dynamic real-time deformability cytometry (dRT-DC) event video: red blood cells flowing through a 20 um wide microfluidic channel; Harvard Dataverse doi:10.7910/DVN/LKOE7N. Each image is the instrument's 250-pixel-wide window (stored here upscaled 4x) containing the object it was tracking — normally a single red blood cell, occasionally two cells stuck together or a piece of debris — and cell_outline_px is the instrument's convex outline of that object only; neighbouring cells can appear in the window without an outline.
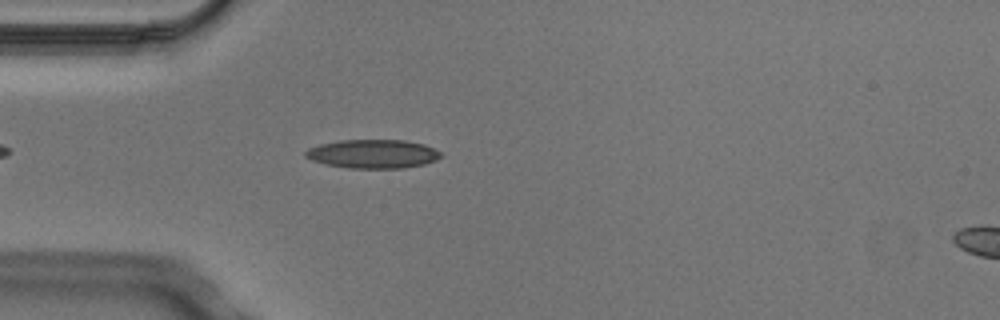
{"species": "Egyptian fruit bat (a non-hibernating species)", "species_latin": "Rousettus aegyptiacus", "temperature_condition": "cold", "stored_images_in_passage": 5, "camera_frame_rate_fps": 3000, "um_per_image_px": 0.085, "animal": {"sex": "male"}, "frame": {"image": 1, "passage_image": 5, "time_ms": 1.333, "image_size_px": [1000, 320], "cell_outline_px": [[444, 156], [436, 160], [424, 164], [404, 168], [348, 168], [328, 164], [312, 160], [304, 156], [304, 152], [308, 148], [320, 144], [340, 140], [404, 140], [424, 144], [444, 152]], "centroid_in_image_um": [31.75, 13.07], "position_along_channel_um": 53.3, "area_um2": 22.83}}